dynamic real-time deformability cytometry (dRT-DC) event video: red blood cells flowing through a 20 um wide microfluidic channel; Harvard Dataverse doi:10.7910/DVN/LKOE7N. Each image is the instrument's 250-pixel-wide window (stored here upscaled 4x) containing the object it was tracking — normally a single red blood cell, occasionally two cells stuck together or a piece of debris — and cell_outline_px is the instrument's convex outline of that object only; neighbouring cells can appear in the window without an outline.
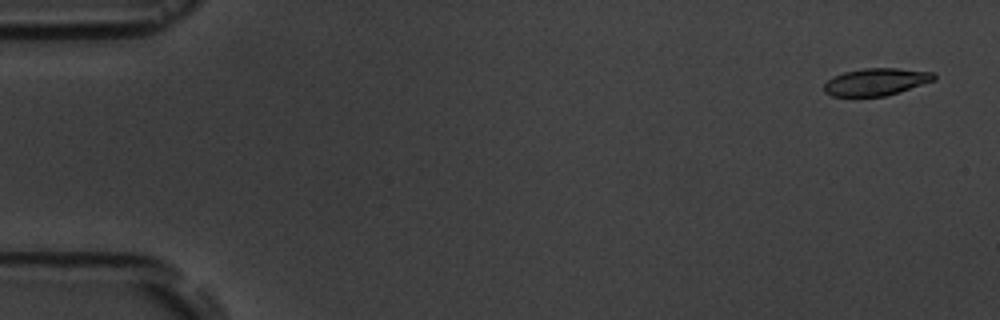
{"species": "common noctule bat (a hibernating species)", "species_latin": "Nyctalus noctula", "temperature_condition": "room temperature", "stored_images_in_passage": 5, "camera_frame_rate_fps": 3000, "um_per_image_px": 0.085, "animal": {"sex": "male", "body_mass_g": 19.5, "forearm_length_mm": 54.6}, "frame": {"image": 1, "passage_image": 1, "time_ms": 0.0, "image_size_px": [1000, 320], "cell_outline_px": [[936, 80], [900, 92], [884, 96], [832, 96], [824, 92], [824, 84], [832, 76], [844, 72], [864, 68], [896, 68], [932, 72], [936, 76]], "centroid_in_image_um": [74.47, 6.96], "position_along_channel_um": 10.5, "area_um2": 17.51}}
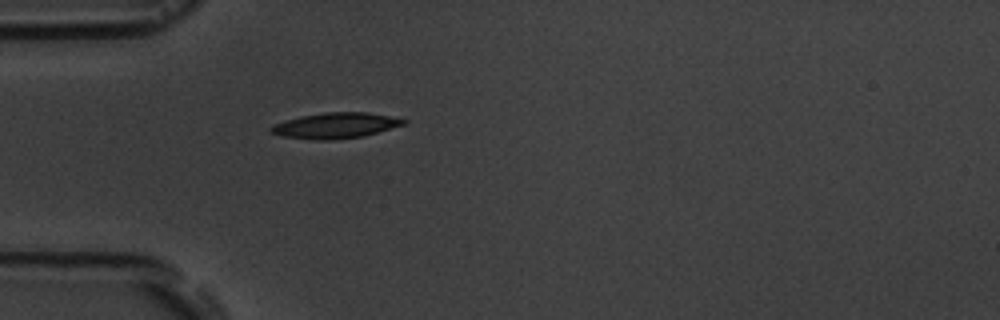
{"frame": {"image": 2, "passage_image": 5, "time_ms": 4.667, "image_size_px": [1000, 320], "cell_outline_px": [[408, 120], [404, 124], [364, 136], [332, 140], [316, 140], [280, 136], [268, 132], [268, 128], [276, 124], [300, 116], [324, 112], [368, 112]], "centroid_in_image_um": [28.48, 10.67], "position_along_channel_um": 56.5, "area_um2": 19.71}}